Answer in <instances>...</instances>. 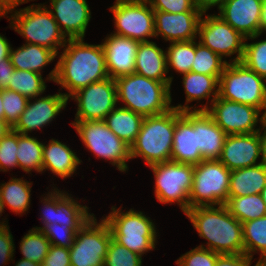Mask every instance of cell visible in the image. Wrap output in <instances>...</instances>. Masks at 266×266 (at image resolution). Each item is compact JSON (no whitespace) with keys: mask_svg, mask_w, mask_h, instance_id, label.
Here are the masks:
<instances>
[{"mask_svg":"<svg viewBox=\"0 0 266 266\" xmlns=\"http://www.w3.org/2000/svg\"><path fill=\"white\" fill-rule=\"evenodd\" d=\"M83 41V38L68 39L55 68L46 78L68 90L69 93H63L68 99L78 90L109 78L102 44Z\"/></svg>","mask_w":266,"mask_h":266,"instance_id":"obj_1","label":"cell"},{"mask_svg":"<svg viewBox=\"0 0 266 266\" xmlns=\"http://www.w3.org/2000/svg\"><path fill=\"white\" fill-rule=\"evenodd\" d=\"M266 31V1L262 2L261 8V21H260V34Z\"/></svg>","mask_w":266,"mask_h":266,"instance_id":"obj_54","label":"cell"},{"mask_svg":"<svg viewBox=\"0 0 266 266\" xmlns=\"http://www.w3.org/2000/svg\"><path fill=\"white\" fill-rule=\"evenodd\" d=\"M18 132L13 129L0 139V171L6 172L18 167Z\"/></svg>","mask_w":266,"mask_h":266,"instance_id":"obj_42","label":"cell"},{"mask_svg":"<svg viewBox=\"0 0 266 266\" xmlns=\"http://www.w3.org/2000/svg\"><path fill=\"white\" fill-rule=\"evenodd\" d=\"M14 12L9 18L10 27L25 38L26 43L36 44L54 51L58 55L67 43L49 9L43 4L27 6Z\"/></svg>","mask_w":266,"mask_h":266,"instance_id":"obj_5","label":"cell"},{"mask_svg":"<svg viewBox=\"0 0 266 266\" xmlns=\"http://www.w3.org/2000/svg\"><path fill=\"white\" fill-rule=\"evenodd\" d=\"M266 186V165L260 163L231 171L228 197L260 194Z\"/></svg>","mask_w":266,"mask_h":266,"instance_id":"obj_28","label":"cell"},{"mask_svg":"<svg viewBox=\"0 0 266 266\" xmlns=\"http://www.w3.org/2000/svg\"><path fill=\"white\" fill-rule=\"evenodd\" d=\"M8 89L18 92L30 99L38 97L44 93L46 84L42 74L28 70L15 69Z\"/></svg>","mask_w":266,"mask_h":266,"instance_id":"obj_35","label":"cell"},{"mask_svg":"<svg viewBox=\"0 0 266 266\" xmlns=\"http://www.w3.org/2000/svg\"><path fill=\"white\" fill-rule=\"evenodd\" d=\"M110 11L116 27L112 34L137 42H147L148 38L155 37L154 10L148 0H116Z\"/></svg>","mask_w":266,"mask_h":266,"instance_id":"obj_12","label":"cell"},{"mask_svg":"<svg viewBox=\"0 0 266 266\" xmlns=\"http://www.w3.org/2000/svg\"><path fill=\"white\" fill-rule=\"evenodd\" d=\"M224 205L227 207L229 213L241 223L266 215V206L260 194L228 197Z\"/></svg>","mask_w":266,"mask_h":266,"instance_id":"obj_33","label":"cell"},{"mask_svg":"<svg viewBox=\"0 0 266 266\" xmlns=\"http://www.w3.org/2000/svg\"><path fill=\"white\" fill-rule=\"evenodd\" d=\"M144 117L124 107H115L104 119L107 127L129 146L135 141Z\"/></svg>","mask_w":266,"mask_h":266,"instance_id":"obj_30","label":"cell"},{"mask_svg":"<svg viewBox=\"0 0 266 266\" xmlns=\"http://www.w3.org/2000/svg\"><path fill=\"white\" fill-rule=\"evenodd\" d=\"M85 147L97 158L110 160L121 172L128 169L130 146L117 137L106 125L104 120L74 121L72 123Z\"/></svg>","mask_w":266,"mask_h":266,"instance_id":"obj_9","label":"cell"},{"mask_svg":"<svg viewBox=\"0 0 266 266\" xmlns=\"http://www.w3.org/2000/svg\"><path fill=\"white\" fill-rule=\"evenodd\" d=\"M101 44L104 48L106 66L110 78L115 79L134 73L135 57L139 42L111 33Z\"/></svg>","mask_w":266,"mask_h":266,"instance_id":"obj_23","label":"cell"},{"mask_svg":"<svg viewBox=\"0 0 266 266\" xmlns=\"http://www.w3.org/2000/svg\"><path fill=\"white\" fill-rule=\"evenodd\" d=\"M202 14V12L154 11L155 37L161 35L170 43L195 40Z\"/></svg>","mask_w":266,"mask_h":266,"instance_id":"obj_20","label":"cell"},{"mask_svg":"<svg viewBox=\"0 0 266 266\" xmlns=\"http://www.w3.org/2000/svg\"><path fill=\"white\" fill-rule=\"evenodd\" d=\"M257 266H266V263H259Z\"/></svg>","mask_w":266,"mask_h":266,"instance_id":"obj_61","label":"cell"},{"mask_svg":"<svg viewBox=\"0 0 266 266\" xmlns=\"http://www.w3.org/2000/svg\"><path fill=\"white\" fill-rule=\"evenodd\" d=\"M197 111H206L214 122L227 134H250L260 130L256 128L258 121L260 124L265 122L264 117L260 116V110L251 105L232 102L220 98L219 96L210 103Z\"/></svg>","mask_w":266,"mask_h":266,"instance_id":"obj_13","label":"cell"},{"mask_svg":"<svg viewBox=\"0 0 266 266\" xmlns=\"http://www.w3.org/2000/svg\"><path fill=\"white\" fill-rule=\"evenodd\" d=\"M196 7L202 12L206 13V11L212 6H218V9L224 4L226 0H194Z\"/></svg>","mask_w":266,"mask_h":266,"instance_id":"obj_51","label":"cell"},{"mask_svg":"<svg viewBox=\"0 0 266 266\" xmlns=\"http://www.w3.org/2000/svg\"><path fill=\"white\" fill-rule=\"evenodd\" d=\"M4 119L13 128L26 108L28 98L12 90H2Z\"/></svg>","mask_w":266,"mask_h":266,"instance_id":"obj_41","label":"cell"},{"mask_svg":"<svg viewBox=\"0 0 266 266\" xmlns=\"http://www.w3.org/2000/svg\"><path fill=\"white\" fill-rule=\"evenodd\" d=\"M117 88V101L143 117L159 115L172 109L171 83L146 78L137 73L114 79Z\"/></svg>","mask_w":266,"mask_h":266,"instance_id":"obj_3","label":"cell"},{"mask_svg":"<svg viewBox=\"0 0 266 266\" xmlns=\"http://www.w3.org/2000/svg\"><path fill=\"white\" fill-rule=\"evenodd\" d=\"M261 143L258 132L227 135L219 161L230 171L258 165Z\"/></svg>","mask_w":266,"mask_h":266,"instance_id":"obj_22","label":"cell"},{"mask_svg":"<svg viewBox=\"0 0 266 266\" xmlns=\"http://www.w3.org/2000/svg\"><path fill=\"white\" fill-rule=\"evenodd\" d=\"M260 128L264 129L263 133H261V129L258 131L261 143V162L266 165V122H264Z\"/></svg>","mask_w":266,"mask_h":266,"instance_id":"obj_53","label":"cell"},{"mask_svg":"<svg viewBox=\"0 0 266 266\" xmlns=\"http://www.w3.org/2000/svg\"><path fill=\"white\" fill-rule=\"evenodd\" d=\"M43 143L36 138L18 133L17 159L18 167L26 173L32 170L41 173L43 165Z\"/></svg>","mask_w":266,"mask_h":266,"instance_id":"obj_34","label":"cell"},{"mask_svg":"<svg viewBox=\"0 0 266 266\" xmlns=\"http://www.w3.org/2000/svg\"><path fill=\"white\" fill-rule=\"evenodd\" d=\"M231 171L219 160H203L194 165L189 209L198 206H220L228 200Z\"/></svg>","mask_w":266,"mask_h":266,"instance_id":"obj_8","label":"cell"},{"mask_svg":"<svg viewBox=\"0 0 266 266\" xmlns=\"http://www.w3.org/2000/svg\"><path fill=\"white\" fill-rule=\"evenodd\" d=\"M12 127L6 122L5 119H0V139L5 136Z\"/></svg>","mask_w":266,"mask_h":266,"instance_id":"obj_55","label":"cell"},{"mask_svg":"<svg viewBox=\"0 0 266 266\" xmlns=\"http://www.w3.org/2000/svg\"><path fill=\"white\" fill-rule=\"evenodd\" d=\"M3 99H2V90H0V119H4V109H3Z\"/></svg>","mask_w":266,"mask_h":266,"instance_id":"obj_57","label":"cell"},{"mask_svg":"<svg viewBox=\"0 0 266 266\" xmlns=\"http://www.w3.org/2000/svg\"><path fill=\"white\" fill-rule=\"evenodd\" d=\"M14 66L11 63L10 58L0 63V90H7L9 84L11 83V78Z\"/></svg>","mask_w":266,"mask_h":266,"instance_id":"obj_49","label":"cell"},{"mask_svg":"<svg viewBox=\"0 0 266 266\" xmlns=\"http://www.w3.org/2000/svg\"><path fill=\"white\" fill-rule=\"evenodd\" d=\"M81 228H69L67 225L58 223L46 225L41 231L48 238L51 245L70 248L74 242L76 233Z\"/></svg>","mask_w":266,"mask_h":266,"instance_id":"obj_43","label":"cell"},{"mask_svg":"<svg viewBox=\"0 0 266 266\" xmlns=\"http://www.w3.org/2000/svg\"><path fill=\"white\" fill-rule=\"evenodd\" d=\"M219 78L220 76H211L195 72H188L183 74V85L186 94V103L185 105L172 106V108L177 109L178 111H197L196 106H188L189 102L199 101L201 99H210L211 103L218 97V87H219ZM217 87V88H216Z\"/></svg>","mask_w":266,"mask_h":266,"instance_id":"obj_27","label":"cell"},{"mask_svg":"<svg viewBox=\"0 0 266 266\" xmlns=\"http://www.w3.org/2000/svg\"><path fill=\"white\" fill-rule=\"evenodd\" d=\"M42 227H33L42 230L46 225L58 223L69 228H82L94 215L88 212V207L80 205L77 200L66 192L54 188L47 196L43 197Z\"/></svg>","mask_w":266,"mask_h":266,"instance_id":"obj_16","label":"cell"},{"mask_svg":"<svg viewBox=\"0 0 266 266\" xmlns=\"http://www.w3.org/2000/svg\"><path fill=\"white\" fill-rule=\"evenodd\" d=\"M134 72L146 78L160 82H172L173 77L166 74L167 70L166 51L159 48L153 41L139 42Z\"/></svg>","mask_w":266,"mask_h":266,"instance_id":"obj_24","label":"cell"},{"mask_svg":"<svg viewBox=\"0 0 266 266\" xmlns=\"http://www.w3.org/2000/svg\"><path fill=\"white\" fill-rule=\"evenodd\" d=\"M241 62L250 70L266 79V40L246 43Z\"/></svg>","mask_w":266,"mask_h":266,"instance_id":"obj_39","label":"cell"},{"mask_svg":"<svg viewBox=\"0 0 266 266\" xmlns=\"http://www.w3.org/2000/svg\"><path fill=\"white\" fill-rule=\"evenodd\" d=\"M111 210L103 219L108 223L116 242L140 256L155 249L157 232L150 217L133 209L122 212L113 206Z\"/></svg>","mask_w":266,"mask_h":266,"instance_id":"obj_6","label":"cell"},{"mask_svg":"<svg viewBox=\"0 0 266 266\" xmlns=\"http://www.w3.org/2000/svg\"><path fill=\"white\" fill-rule=\"evenodd\" d=\"M264 113H263V117H264V120H265V122H266V104H265V108H264V111H263Z\"/></svg>","mask_w":266,"mask_h":266,"instance_id":"obj_60","label":"cell"},{"mask_svg":"<svg viewBox=\"0 0 266 266\" xmlns=\"http://www.w3.org/2000/svg\"><path fill=\"white\" fill-rule=\"evenodd\" d=\"M155 176V196L160 203H175L185 213L189 209L194 165L172 160L149 166Z\"/></svg>","mask_w":266,"mask_h":266,"instance_id":"obj_10","label":"cell"},{"mask_svg":"<svg viewBox=\"0 0 266 266\" xmlns=\"http://www.w3.org/2000/svg\"><path fill=\"white\" fill-rule=\"evenodd\" d=\"M218 96L263 111L266 104V79L242 62H229L219 78Z\"/></svg>","mask_w":266,"mask_h":266,"instance_id":"obj_7","label":"cell"},{"mask_svg":"<svg viewBox=\"0 0 266 266\" xmlns=\"http://www.w3.org/2000/svg\"><path fill=\"white\" fill-rule=\"evenodd\" d=\"M251 257L246 254H223L218 255L217 262L215 266H250L252 264ZM259 262L257 261V266Z\"/></svg>","mask_w":266,"mask_h":266,"instance_id":"obj_48","label":"cell"},{"mask_svg":"<svg viewBox=\"0 0 266 266\" xmlns=\"http://www.w3.org/2000/svg\"><path fill=\"white\" fill-rule=\"evenodd\" d=\"M49 142L48 145L43 143L42 172L50 170L62 179L72 176L82 161L64 143L55 139Z\"/></svg>","mask_w":266,"mask_h":266,"instance_id":"obj_26","label":"cell"},{"mask_svg":"<svg viewBox=\"0 0 266 266\" xmlns=\"http://www.w3.org/2000/svg\"><path fill=\"white\" fill-rule=\"evenodd\" d=\"M261 8V0H226L218 15L246 40H254L261 35Z\"/></svg>","mask_w":266,"mask_h":266,"instance_id":"obj_18","label":"cell"},{"mask_svg":"<svg viewBox=\"0 0 266 266\" xmlns=\"http://www.w3.org/2000/svg\"><path fill=\"white\" fill-rule=\"evenodd\" d=\"M218 253L197 246L177 259L178 266H215Z\"/></svg>","mask_w":266,"mask_h":266,"instance_id":"obj_44","label":"cell"},{"mask_svg":"<svg viewBox=\"0 0 266 266\" xmlns=\"http://www.w3.org/2000/svg\"><path fill=\"white\" fill-rule=\"evenodd\" d=\"M263 201H264V204L266 206V186L262 189L261 193H260Z\"/></svg>","mask_w":266,"mask_h":266,"instance_id":"obj_58","label":"cell"},{"mask_svg":"<svg viewBox=\"0 0 266 266\" xmlns=\"http://www.w3.org/2000/svg\"><path fill=\"white\" fill-rule=\"evenodd\" d=\"M200 19L198 26L199 42L222 58L237 53L231 62H241L246 38L233 29L219 15H207Z\"/></svg>","mask_w":266,"mask_h":266,"instance_id":"obj_14","label":"cell"},{"mask_svg":"<svg viewBox=\"0 0 266 266\" xmlns=\"http://www.w3.org/2000/svg\"><path fill=\"white\" fill-rule=\"evenodd\" d=\"M77 102L75 121L104 120L117 106V88L113 78L94 82L71 97Z\"/></svg>","mask_w":266,"mask_h":266,"instance_id":"obj_15","label":"cell"},{"mask_svg":"<svg viewBox=\"0 0 266 266\" xmlns=\"http://www.w3.org/2000/svg\"><path fill=\"white\" fill-rule=\"evenodd\" d=\"M199 236L208 240L199 247L223 254L244 253L242 223L229 213L225 205L198 206L184 213Z\"/></svg>","mask_w":266,"mask_h":266,"instance_id":"obj_2","label":"cell"},{"mask_svg":"<svg viewBox=\"0 0 266 266\" xmlns=\"http://www.w3.org/2000/svg\"><path fill=\"white\" fill-rule=\"evenodd\" d=\"M4 204L2 203V201L0 200V216L2 215L3 211H4Z\"/></svg>","mask_w":266,"mask_h":266,"instance_id":"obj_59","label":"cell"},{"mask_svg":"<svg viewBox=\"0 0 266 266\" xmlns=\"http://www.w3.org/2000/svg\"><path fill=\"white\" fill-rule=\"evenodd\" d=\"M226 136L206 111H197V147L203 160H219Z\"/></svg>","mask_w":266,"mask_h":266,"instance_id":"obj_25","label":"cell"},{"mask_svg":"<svg viewBox=\"0 0 266 266\" xmlns=\"http://www.w3.org/2000/svg\"><path fill=\"white\" fill-rule=\"evenodd\" d=\"M112 233L102 218L98 223L95 215L76 233L70 250L71 266H104Z\"/></svg>","mask_w":266,"mask_h":266,"instance_id":"obj_11","label":"cell"},{"mask_svg":"<svg viewBox=\"0 0 266 266\" xmlns=\"http://www.w3.org/2000/svg\"><path fill=\"white\" fill-rule=\"evenodd\" d=\"M175 131V109L144 117L130 146V158L142 157L148 166L171 160Z\"/></svg>","mask_w":266,"mask_h":266,"instance_id":"obj_4","label":"cell"},{"mask_svg":"<svg viewBox=\"0 0 266 266\" xmlns=\"http://www.w3.org/2000/svg\"><path fill=\"white\" fill-rule=\"evenodd\" d=\"M15 266H41V264L29 261L27 259H21L18 262H16Z\"/></svg>","mask_w":266,"mask_h":266,"instance_id":"obj_56","label":"cell"},{"mask_svg":"<svg viewBox=\"0 0 266 266\" xmlns=\"http://www.w3.org/2000/svg\"><path fill=\"white\" fill-rule=\"evenodd\" d=\"M195 57V40L172 42L166 51L167 70L173 68L180 74L191 71Z\"/></svg>","mask_w":266,"mask_h":266,"instance_id":"obj_36","label":"cell"},{"mask_svg":"<svg viewBox=\"0 0 266 266\" xmlns=\"http://www.w3.org/2000/svg\"><path fill=\"white\" fill-rule=\"evenodd\" d=\"M11 45L9 44L7 38L0 34V63L5 61L10 56Z\"/></svg>","mask_w":266,"mask_h":266,"instance_id":"obj_52","label":"cell"},{"mask_svg":"<svg viewBox=\"0 0 266 266\" xmlns=\"http://www.w3.org/2000/svg\"><path fill=\"white\" fill-rule=\"evenodd\" d=\"M33 0H0V18L7 16V13H12L13 9L20 4L28 3Z\"/></svg>","mask_w":266,"mask_h":266,"instance_id":"obj_50","label":"cell"},{"mask_svg":"<svg viewBox=\"0 0 266 266\" xmlns=\"http://www.w3.org/2000/svg\"><path fill=\"white\" fill-rule=\"evenodd\" d=\"M50 1V8H52L49 11L65 37H68V39H84L91 19V11L87 0Z\"/></svg>","mask_w":266,"mask_h":266,"instance_id":"obj_21","label":"cell"},{"mask_svg":"<svg viewBox=\"0 0 266 266\" xmlns=\"http://www.w3.org/2000/svg\"><path fill=\"white\" fill-rule=\"evenodd\" d=\"M35 101L31 102V100ZM68 98L63 93L48 95L37 99L30 98L26 108L21 114L18 122L12 128L19 134L28 135L32 130L43 128L64 109L67 105Z\"/></svg>","mask_w":266,"mask_h":266,"instance_id":"obj_19","label":"cell"},{"mask_svg":"<svg viewBox=\"0 0 266 266\" xmlns=\"http://www.w3.org/2000/svg\"><path fill=\"white\" fill-rule=\"evenodd\" d=\"M58 56L54 51L36 44L25 43L14 50L11 47L10 60L17 70H28L41 74V70Z\"/></svg>","mask_w":266,"mask_h":266,"instance_id":"obj_29","label":"cell"},{"mask_svg":"<svg viewBox=\"0 0 266 266\" xmlns=\"http://www.w3.org/2000/svg\"><path fill=\"white\" fill-rule=\"evenodd\" d=\"M154 11L182 13L201 12L194 0H148Z\"/></svg>","mask_w":266,"mask_h":266,"instance_id":"obj_45","label":"cell"},{"mask_svg":"<svg viewBox=\"0 0 266 266\" xmlns=\"http://www.w3.org/2000/svg\"><path fill=\"white\" fill-rule=\"evenodd\" d=\"M171 160L190 165H198L202 155L197 147V111L175 109V131Z\"/></svg>","mask_w":266,"mask_h":266,"instance_id":"obj_17","label":"cell"},{"mask_svg":"<svg viewBox=\"0 0 266 266\" xmlns=\"http://www.w3.org/2000/svg\"><path fill=\"white\" fill-rule=\"evenodd\" d=\"M0 222V264L6 265L12 260L15 252L13 236L10 233L8 224Z\"/></svg>","mask_w":266,"mask_h":266,"instance_id":"obj_46","label":"cell"},{"mask_svg":"<svg viewBox=\"0 0 266 266\" xmlns=\"http://www.w3.org/2000/svg\"><path fill=\"white\" fill-rule=\"evenodd\" d=\"M51 243L39 229L32 228L20 242L23 259L42 264L47 256Z\"/></svg>","mask_w":266,"mask_h":266,"instance_id":"obj_38","label":"cell"},{"mask_svg":"<svg viewBox=\"0 0 266 266\" xmlns=\"http://www.w3.org/2000/svg\"><path fill=\"white\" fill-rule=\"evenodd\" d=\"M244 254L253 258L260 252L259 263H266V215L242 223Z\"/></svg>","mask_w":266,"mask_h":266,"instance_id":"obj_32","label":"cell"},{"mask_svg":"<svg viewBox=\"0 0 266 266\" xmlns=\"http://www.w3.org/2000/svg\"><path fill=\"white\" fill-rule=\"evenodd\" d=\"M32 182L23 178H11L9 182L0 185V200L12 212L23 214L28 211Z\"/></svg>","mask_w":266,"mask_h":266,"instance_id":"obj_31","label":"cell"},{"mask_svg":"<svg viewBox=\"0 0 266 266\" xmlns=\"http://www.w3.org/2000/svg\"><path fill=\"white\" fill-rule=\"evenodd\" d=\"M104 266H142V256L111 239Z\"/></svg>","mask_w":266,"mask_h":266,"instance_id":"obj_40","label":"cell"},{"mask_svg":"<svg viewBox=\"0 0 266 266\" xmlns=\"http://www.w3.org/2000/svg\"><path fill=\"white\" fill-rule=\"evenodd\" d=\"M41 266H71L69 248L51 245Z\"/></svg>","mask_w":266,"mask_h":266,"instance_id":"obj_47","label":"cell"},{"mask_svg":"<svg viewBox=\"0 0 266 266\" xmlns=\"http://www.w3.org/2000/svg\"><path fill=\"white\" fill-rule=\"evenodd\" d=\"M228 62L200 42H195V57L191 71L195 73L221 76Z\"/></svg>","mask_w":266,"mask_h":266,"instance_id":"obj_37","label":"cell"}]
</instances>
